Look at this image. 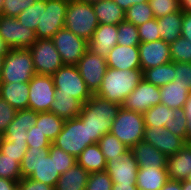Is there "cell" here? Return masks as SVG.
Listing matches in <instances>:
<instances>
[{"instance_id": "obj_1", "label": "cell", "mask_w": 191, "mask_h": 190, "mask_svg": "<svg viewBox=\"0 0 191 190\" xmlns=\"http://www.w3.org/2000/svg\"><path fill=\"white\" fill-rule=\"evenodd\" d=\"M121 105L92 94L83 105L78 116L90 130L92 142L98 143L100 138L110 133L113 121L117 118Z\"/></svg>"}, {"instance_id": "obj_2", "label": "cell", "mask_w": 191, "mask_h": 190, "mask_svg": "<svg viewBox=\"0 0 191 190\" xmlns=\"http://www.w3.org/2000/svg\"><path fill=\"white\" fill-rule=\"evenodd\" d=\"M20 166L22 178H30L54 188L60 177L56 170L55 153H49V148L28 147Z\"/></svg>"}, {"instance_id": "obj_3", "label": "cell", "mask_w": 191, "mask_h": 190, "mask_svg": "<svg viewBox=\"0 0 191 190\" xmlns=\"http://www.w3.org/2000/svg\"><path fill=\"white\" fill-rule=\"evenodd\" d=\"M142 79L141 69L119 70L107 67L102 84L95 94L122 105Z\"/></svg>"}, {"instance_id": "obj_4", "label": "cell", "mask_w": 191, "mask_h": 190, "mask_svg": "<svg viewBox=\"0 0 191 190\" xmlns=\"http://www.w3.org/2000/svg\"><path fill=\"white\" fill-rule=\"evenodd\" d=\"M35 75L29 49H10L3 57L0 83H29Z\"/></svg>"}, {"instance_id": "obj_5", "label": "cell", "mask_w": 191, "mask_h": 190, "mask_svg": "<svg viewBox=\"0 0 191 190\" xmlns=\"http://www.w3.org/2000/svg\"><path fill=\"white\" fill-rule=\"evenodd\" d=\"M99 25L92 4L69 0L64 27L89 41Z\"/></svg>"}, {"instance_id": "obj_6", "label": "cell", "mask_w": 191, "mask_h": 190, "mask_svg": "<svg viewBox=\"0 0 191 190\" xmlns=\"http://www.w3.org/2000/svg\"><path fill=\"white\" fill-rule=\"evenodd\" d=\"M52 144L77 158L81 152L94 143L90 137V130L79 117L65 120L62 131Z\"/></svg>"}, {"instance_id": "obj_7", "label": "cell", "mask_w": 191, "mask_h": 190, "mask_svg": "<svg viewBox=\"0 0 191 190\" xmlns=\"http://www.w3.org/2000/svg\"><path fill=\"white\" fill-rule=\"evenodd\" d=\"M145 124L143 114L119 109L117 118L113 121L110 133L130 148L144 140Z\"/></svg>"}, {"instance_id": "obj_8", "label": "cell", "mask_w": 191, "mask_h": 190, "mask_svg": "<svg viewBox=\"0 0 191 190\" xmlns=\"http://www.w3.org/2000/svg\"><path fill=\"white\" fill-rule=\"evenodd\" d=\"M52 79L55 86V95H69L84 104L91 97L92 93L79 73L76 65H64L53 75Z\"/></svg>"}, {"instance_id": "obj_9", "label": "cell", "mask_w": 191, "mask_h": 190, "mask_svg": "<svg viewBox=\"0 0 191 190\" xmlns=\"http://www.w3.org/2000/svg\"><path fill=\"white\" fill-rule=\"evenodd\" d=\"M69 0H42V17L36 28L37 39H51L64 27Z\"/></svg>"}, {"instance_id": "obj_10", "label": "cell", "mask_w": 191, "mask_h": 190, "mask_svg": "<svg viewBox=\"0 0 191 190\" xmlns=\"http://www.w3.org/2000/svg\"><path fill=\"white\" fill-rule=\"evenodd\" d=\"M36 74L52 76L64 63L51 39H37L29 48Z\"/></svg>"}, {"instance_id": "obj_11", "label": "cell", "mask_w": 191, "mask_h": 190, "mask_svg": "<svg viewBox=\"0 0 191 190\" xmlns=\"http://www.w3.org/2000/svg\"><path fill=\"white\" fill-rule=\"evenodd\" d=\"M51 40L55 44L64 65H76L88 49V41L65 27L61 28Z\"/></svg>"}, {"instance_id": "obj_12", "label": "cell", "mask_w": 191, "mask_h": 190, "mask_svg": "<svg viewBox=\"0 0 191 190\" xmlns=\"http://www.w3.org/2000/svg\"><path fill=\"white\" fill-rule=\"evenodd\" d=\"M0 36L10 49H28L36 40V32L21 23L15 17L2 15L0 18Z\"/></svg>"}, {"instance_id": "obj_13", "label": "cell", "mask_w": 191, "mask_h": 190, "mask_svg": "<svg viewBox=\"0 0 191 190\" xmlns=\"http://www.w3.org/2000/svg\"><path fill=\"white\" fill-rule=\"evenodd\" d=\"M52 76L36 74L29 82V109L35 112H51L55 100Z\"/></svg>"}, {"instance_id": "obj_14", "label": "cell", "mask_w": 191, "mask_h": 190, "mask_svg": "<svg viewBox=\"0 0 191 190\" xmlns=\"http://www.w3.org/2000/svg\"><path fill=\"white\" fill-rule=\"evenodd\" d=\"M76 66L86 87L92 94H95L100 88L107 70L106 58L98 56L87 49Z\"/></svg>"}, {"instance_id": "obj_15", "label": "cell", "mask_w": 191, "mask_h": 190, "mask_svg": "<svg viewBox=\"0 0 191 190\" xmlns=\"http://www.w3.org/2000/svg\"><path fill=\"white\" fill-rule=\"evenodd\" d=\"M161 103L160 88L150 84L144 78L126 97L122 107L143 114L148 109Z\"/></svg>"}, {"instance_id": "obj_16", "label": "cell", "mask_w": 191, "mask_h": 190, "mask_svg": "<svg viewBox=\"0 0 191 190\" xmlns=\"http://www.w3.org/2000/svg\"><path fill=\"white\" fill-rule=\"evenodd\" d=\"M144 140L167 157L175 154L186 143L181 137L173 134L168 129L156 126H145Z\"/></svg>"}, {"instance_id": "obj_17", "label": "cell", "mask_w": 191, "mask_h": 190, "mask_svg": "<svg viewBox=\"0 0 191 190\" xmlns=\"http://www.w3.org/2000/svg\"><path fill=\"white\" fill-rule=\"evenodd\" d=\"M138 48L142 71L171 62L170 46L162 39L140 42Z\"/></svg>"}, {"instance_id": "obj_18", "label": "cell", "mask_w": 191, "mask_h": 190, "mask_svg": "<svg viewBox=\"0 0 191 190\" xmlns=\"http://www.w3.org/2000/svg\"><path fill=\"white\" fill-rule=\"evenodd\" d=\"M139 166L130 149L120 159H108L105 171L113 183L136 181Z\"/></svg>"}, {"instance_id": "obj_19", "label": "cell", "mask_w": 191, "mask_h": 190, "mask_svg": "<svg viewBox=\"0 0 191 190\" xmlns=\"http://www.w3.org/2000/svg\"><path fill=\"white\" fill-rule=\"evenodd\" d=\"M38 112L31 109L17 110L13 121L3 132V139L11 143H27V131L35 126Z\"/></svg>"}, {"instance_id": "obj_20", "label": "cell", "mask_w": 191, "mask_h": 190, "mask_svg": "<svg viewBox=\"0 0 191 190\" xmlns=\"http://www.w3.org/2000/svg\"><path fill=\"white\" fill-rule=\"evenodd\" d=\"M117 25L99 24L88 41V49L98 56L106 58L116 45L118 36Z\"/></svg>"}, {"instance_id": "obj_21", "label": "cell", "mask_w": 191, "mask_h": 190, "mask_svg": "<svg viewBox=\"0 0 191 190\" xmlns=\"http://www.w3.org/2000/svg\"><path fill=\"white\" fill-rule=\"evenodd\" d=\"M107 67L119 70L141 69L138 46L117 44L106 57Z\"/></svg>"}, {"instance_id": "obj_22", "label": "cell", "mask_w": 191, "mask_h": 190, "mask_svg": "<svg viewBox=\"0 0 191 190\" xmlns=\"http://www.w3.org/2000/svg\"><path fill=\"white\" fill-rule=\"evenodd\" d=\"M130 151L139 168H167L168 157L145 140L138 142Z\"/></svg>"}, {"instance_id": "obj_23", "label": "cell", "mask_w": 191, "mask_h": 190, "mask_svg": "<svg viewBox=\"0 0 191 190\" xmlns=\"http://www.w3.org/2000/svg\"><path fill=\"white\" fill-rule=\"evenodd\" d=\"M167 172L171 180H186L191 172V143H185L181 149L167 158Z\"/></svg>"}, {"instance_id": "obj_24", "label": "cell", "mask_w": 191, "mask_h": 190, "mask_svg": "<svg viewBox=\"0 0 191 190\" xmlns=\"http://www.w3.org/2000/svg\"><path fill=\"white\" fill-rule=\"evenodd\" d=\"M0 98L16 110L29 109V83H0Z\"/></svg>"}, {"instance_id": "obj_25", "label": "cell", "mask_w": 191, "mask_h": 190, "mask_svg": "<svg viewBox=\"0 0 191 190\" xmlns=\"http://www.w3.org/2000/svg\"><path fill=\"white\" fill-rule=\"evenodd\" d=\"M168 180L167 168H139L136 186L139 190H160Z\"/></svg>"}, {"instance_id": "obj_26", "label": "cell", "mask_w": 191, "mask_h": 190, "mask_svg": "<svg viewBox=\"0 0 191 190\" xmlns=\"http://www.w3.org/2000/svg\"><path fill=\"white\" fill-rule=\"evenodd\" d=\"M89 174L76 163L60 175L54 190H85Z\"/></svg>"}, {"instance_id": "obj_27", "label": "cell", "mask_w": 191, "mask_h": 190, "mask_svg": "<svg viewBox=\"0 0 191 190\" xmlns=\"http://www.w3.org/2000/svg\"><path fill=\"white\" fill-rule=\"evenodd\" d=\"M160 38L170 44L181 36L183 11L179 9L163 17L157 18Z\"/></svg>"}, {"instance_id": "obj_28", "label": "cell", "mask_w": 191, "mask_h": 190, "mask_svg": "<svg viewBox=\"0 0 191 190\" xmlns=\"http://www.w3.org/2000/svg\"><path fill=\"white\" fill-rule=\"evenodd\" d=\"M99 24L118 25L125 21V11L113 0L92 3Z\"/></svg>"}, {"instance_id": "obj_29", "label": "cell", "mask_w": 191, "mask_h": 190, "mask_svg": "<svg viewBox=\"0 0 191 190\" xmlns=\"http://www.w3.org/2000/svg\"><path fill=\"white\" fill-rule=\"evenodd\" d=\"M76 163L89 173L102 172L106 168V159L98 143L87 146L76 158Z\"/></svg>"}, {"instance_id": "obj_30", "label": "cell", "mask_w": 191, "mask_h": 190, "mask_svg": "<svg viewBox=\"0 0 191 190\" xmlns=\"http://www.w3.org/2000/svg\"><path fill=\"white\" fill-rule=\"evenodd\" d=\"M84 103L69 95H55L51 104V112L64 120L78 117Z\"/></svg>"}, {"instance_id": "obj_31", "label": "cell", "mask_w": 191, "mask_h": 190, "mask_svg": "<svg viewBox=\"0 0 191 190\" xmlns=\"http://www.w3.org/2000/svg\"><path fill=\"white\" fill-rule=\"evenodd\" d=\"M190 90L185 89V86L169 82L160 88L161 104L166 105L169 108H183Z\"/></svg>"}, {"instance_id": "obj_32", "label": "cell", "mask_w": 191, "mask_h": 190, "mask_svg": "<svg viewBox=\"0 0 191 190\" xmlns=\"http://www.w3.org/2000/svg\"><path fill=\"white\" fill-rule=\"evenodd\" d=\"M65 120L53 114L50 111L39 112L35 126L44 134L51 142L62 131Z\"/></svg>"}, {"instance_id": "obj_33", "label": "cell", "mask_w": 191, "mask_h": 190, "mask_svg": "<svg viewBox=\"0 0 191 190\" xmlns=\"http://www.w3.org/2000/svg\"><path fill=\"white\" fill-rule=\"evenodd\" d=\"M175 72V64L171 61L167 64L144 70L143 78L150 84L161 88L163 85L175 80Z\"/></svg>"}, {"instance_id": "obj_34", "label": "cell", "mask_w": 191, "mask_h": 190, "mask_svg": "<svg viewBox=\"0 0 191 190\" xmlns=\"http://www.w3.org/2000/svg\"><path fill=\"white\" fill-rule=\"evenodd\" d=\"M143 117L145 126L165 128L175 116L174 109L160 103L144 112Z\"/></svg>"}, {"instance_id": "obj_35", "label": "cell", "mask_w": 191, "mask_h": 190, "mask_svg": "<svg viewBox=\"0 0 191 190\" xmlns=\"http://www.w3.org/2000/svg\"><path fill=\"white\" fill-rule=\"evenodd\" d=\"M98 144L106 161L108 159H120L129 150L128 146L111 133L103 135Z\"/></svg>"}, {"instance_id": "obj_36", "label": "cell", "mask_w": 191, "mask_h": 190, "mask_svg": "<svg viewBox=\"0 0 191 190\" xmlns=\"http://www.w3.org/2000/svg\"><path fill=\"white\" fill-rule=\"evenodd\" d=\"M155 18L148 2L134 4L125 11V21L140 26Z\"/></svg>"}, {"instance_id": "obj_37", "label": "cell", "mask_w": 191, "mask_h": 190, "mask_svg": "<svg viewBox=\"0 0 191 190\" xmlns=\"http://www.w3.org/2000/svg\"><path fill=\"white\" fill-rule=\"evenodd\" d=\"M117 44L122 46H139L140 38L136 25L123 21L117 25Z\"/></svg>"}, {"instance_id": "obj_38", "label": "cell", "mask_w": 191, "mask_h": 190, "mask_svg": "<svg viewBox=\"0 0 191 190\" xmlns=\"http://www.w3.org/2000/svg\"><path fill=\"white\" fill-rule=\"evenodd\" d=\"M171 61L191 63V41L180 36L169 44Z\"/></svg>"}, {"instance_id": "obj_39", "label": "cell", "mask_w": 191, "mask_h": 190, "mask_svg": "<svg viewBox=\"0 0 191 190\" xmlns=\"http://www.w3.org/2000/svg\"><path fill=\"white\" fill-rule=\"evenodd\" d=\"M0 178L15 180L19 182L22 179L20 163L10 156L4 155L0 151Z\"/></svg>"}, {"instance_id": "obj_40", "label": "cell", "mask_w": 191, "mask_h": 190, "mask_svg": "<svg viewBox=\"0 0 191 190\" xmlns=\"http://www.w3.org/2000/svg\"><path fill=\"white\" fill-rule=\"evenodd\" d=\"M42 17V0H37L31 7L22 11L16 18L22 26H26L34 31Z\"/></svg>"}, {"instance_id": "obj_41", "label": "cell", "mask_w": 191, "mask_h": 190, "mask_svg": "<svg viewBox=\"0 0 191 190\" xmlns=\"http://www.w3.org/2000/svg\"><path fill=\"white\" fill-rule=\"evenodd\" d=\"M155 18H160L180 9L179 0H148Z\"/></svg>"}, {"instance_id": "obj_42", "label": "cell", "mask_w": 191, "mask_h": 190, "mask_svg": "<svg viewBox=\"0 0 191 190\" xmlns=\"http://www.w3.org/2000/svg\"><path fill=\"white\" fill-rule=\"evenodd\" d=\"M174 116L165 128L186 142V123L188 120L184 114V108L174 109Z\"/></svg>"}, {"instance_id": "obj_43", "label": "cell", "mask_w": 191, "mask_h": 190, "mask_svg": "<svg viewBox=\"0 0 191 190\" xmlns=\"http://www.w3.org/2000/svg\"><path fill=\"white\" fill-rule=\"evenodd\" d=\"M49 153H55L56 170L60 175L70 169L74 164H76L75 157L54 146L53 144L50 145Z\"/></svg>"}, {"instance_id": "obj_44", "label": "cell", "mask_w": 191, "mask_h": 190, "mask_svg": "<svg viewBox=\"0 0 191 190\" xmlns=\"http://www.w3.org/2000/svg\"><path fill=\"white\" fill-rule=\"evenodd\" d=\"M112 180L106 171L89 174L85 190H111Z\"/></svg>"}, {"instance_id": "obj_45", "label": "cell", "mask_w": 191, "mask_h": 190, "mask_svg": "<svg viewBox=\"0 0 191 190\" xmlns=\"http://www.w3.org/2000/svg\"><path fill=\"white\" fill-rule=\"evenodd\" d=\"M140 42H152L160 40V35L158 33L159 26L157 18H153L143 23L140 26H137Z\"/></svg>"}, {"instance_id": "obj_46", "label": "cell", "mask_w": 191, "mask_h": 190, "mask_svg": "<svg viewBox=\"0 0 191 190\" xmlns=\"http://www.w3.org/2000/svg\"><path fill=\"white\" fill-rule=\"evenodd\" d=\"M37 0H4L2 15L17 17L22 11L31 7Z\"/></svg>"}, {"instance_id": "obj_47", "label": "cell", "mask_w": 191, "mask_h": 190, "mask_svg": "<svg viewBox=\"0 0 191 190\" xmlns=\"http://www.w3.org/2000/svg\"><path fill=\"white\" fill-rule=\"evenodd\" d=\"M27 143H11L6 139H3L0 146V151L11 158H15L19 163H21L27 151Z\"/></svg>"}, {"instance_id": "obj_48", "label": "cell", "mask_w": 191, "mask_h": 190, "mask_svg": "<svg viewBox=\"0 0 191 190\" xmlns=\"http://www.w3.org/2000/svg\"><path fill=\"white\" fill-rule=\"evenodd\" d=\"M174 64L176 75L173 83L181 84L191 91V63L174 62Z\"/></svg>"}, {"instance_id": "obj_49", "label": "cell", "mask_w": 191, "mask_h": 190, "mask_svg": "<svg viewBox=\"0 0 191 190\" xmlns=\"http://www.w3.org/2000/svg\"><path fill=\"white\" fill-rule=\"evenodd\" d=\"M28 137L26 138V142L28 147H34V148H50V145L52 142L44 135L42 134L38 129L37 126L31 127L27 131Z\"/></svg>"}, {"instance_id": "obj_50", "label": "cell", "mask_w": 191, "mask_h": 190, "mask_svg": "<svg viewBox=\"0 0 191 190\" xmlns=\"http://www.w3.org/2000/svg\"><path fill=\"white\" fill-rule=\"evenodd\" d=\"M17 110L0 98V132H4L7 126L13 121Z\"/></svg>"}, {"instance_id": "obj_51", "label": "cell", "mask_w": 191, "mask_h": 190, "mask_svg": "<svg viewBox=\"0 0 191 190\" xmlns=\"http://www.w3.org/2000/svg\"><path fill=\"white\" fill-rule=\"evenodd\" d=\"M18 190H54V187L30 178H22L18 182Z\"/></svg>"}, {"instance_id": "obj_52", "label": "cell", "mask_w": 191, "mask_h": 190, "mask_svg": "<svg viewBox=\"0 0 191 190\" xmlns=\"http://www.w3.org/2000/svg\"><path fill=\"white\" fill-rule=\"evenodd\" d=\"M183 108L184 114L188 120L186 123V143H191V91Z\"/></svg>"}, {"instance_id": "obj_53", "label": "cell", "mask_w": 191, "mask_h": 190, "mask_svg": "<svg viewBox=\"0 0 191 190\" xmlns=\"http://www.w3.org/2000/svg\"><path fill=\"white\" fill-rule=\"evenodd\" d=\"M181 36L191 41V13L183 12Z\"/></svg>"}, {"instance_id": "obj_54", "label": "cell", "mask_w": 191, "mask_h": 190, "mask_svg": "<svg viewBox=\"0 0 191 190\" xmlns=\"http://www.w3.org/2000/svg\"><path fill=\"white\" fill-rule=\"evenodd\" d=\"M0 190H18V182L6 178H0Z\"/></svg>"}, {"instance_id": "obj_55", "label": "cell", "mask_w": 191, "mask_h": 190, "mask_svg": "<svg viewBox=\"0 0 191 190\" xmlns=\"http://www.w3.org/2000/svg\"><path fill=\"white\" fill-rule=\"evenodd\" d=\"M111 190H139L136 186V181L130 183H113Z\"/></svg>"}, {"instance_id": "obj_56", "label": "cell", "mask_w": 191, "mask_h": 190, "mask_svg": "<svg viewBox=\"0 0 191 190\" xmlns=\"http://www.w3.org/2000/svg\"><path fill=\"white\" fill-rule=\"evenodd\" d=\"M118 4L124 11H126L130 6L134 4H139L143 2H148V0H113Z\"/></svg>"}, {"instance_id": "obj_57", "label": "cell", "mask_w": 191, "mask_h": 190, "mask_svg": "<svg viewBox=\"0 0 191 190\" xmlns=\"http://www.w3.org/2000/svg\"><path fill=\"white\" fill-rule=\"evenodd\" d=\"M160 190H182V182L169 179Z\"/></svg>"}, {"instance_id": "obj_58", "label": "cell", "mask_w": 191, "mask_h": 190, "mask_svg": "<svg viewBox=\"0 0 191 190\" xmlns=\"http://www.w3.org/2000/svg\"><path fill=\"white\" fill-rule=\"evenodd\" d=\"M180 1V9L183 12L191 13V0H179Z\"/></svg>"}, {"instance_id": "obj_59", "label": "cell", "mask_w": 191, "mask_h": 190, "mask_svg": "<svg viewBox=\"0 0 191 190\" xmlns=\"http://www.w3.org/2000/svg\"><path fill=\"white\" fill-rule=\"evenodd\" d=\"M10 50L7 46L3 38L0 36V55H6V53Z\"/></svg>"}, {"instance_id": "obj_60", "label": "cell", "mask_w": 191, "mask_h": 190, "mask_svg": "<svg viewBox=\"0 0 191 190\" xmlns=\"http://www.w3.org/2000/svg\"><path fill=\"white\" fill-rule=\"evenodd\" d=\"M182 190H191V182L182 181Z\"/></svg>"}, {"instance_id": "obj_61", "label": "cell", "mask_w": 191, "mask_h": 190, "mask_svg": "<svg viewBox=\"0 0 191 190\" xmlns=\"http://www.w3.org/2000/svg\"><path fill=\"white\" fill-rule=\"evenodd\" d=\"M81 1H85V2H87V3L92 4V3L99 2V1H101V0H81Z\"/></svg>"}, {"instance_id": "obj_62", "label": "cell", "mask_w": 191, "mask_h": 190, "mask_svg": "<svg viewBox=\"0 0 191 190\" xmlns=\"http://www.w3.org/2000/svg\"><path fill=\"white\" fill-rule=\"evenodd\" d=\"M5 55H0V74H1V68H2V62H3V57Z\"/></svg>"}, {"instance_id": "obj_63", "label": "cell", "mask_w": 191, "mask_h": 190, "mask_svg": "<svg viewBox=\"0 0 191 190\" xmlns=\"http://www.w3.org/2000/svg\"><path fill=\"white\" fill-rule=\"evenodd\" d=\"M3 3H4V0H0V14L2 13V10H3Z\"/></svg>"}, {"instance_id": "obj_64", "label": "cell", "mask_w": 191, "mask_h": 190, "mask_svg": "<svg viewBox=\"0 0 191 190\" xmlns=\"http://www.w3.org/2000/svg\"><path fill=\"white\" fill-rule=\"evenodd\" d=\"M186 181L191 182V172L188 174V176H187V178H186Z\"/></svg>"}, {"instance_id": "obj_65", "label": "cell", "mask_w": 191, "mask_h": 190, "mask_svg": "<svg viewBox=\"0 0 191 190\" xmlns=\"http://www.w3.org/2000/svg\"><path fill=\"white\" fill-rule=\"evenodd\" d=\"M2 140H3V133L0 132V146H1V142H2Z\"/></svg>"}]
</instances>
